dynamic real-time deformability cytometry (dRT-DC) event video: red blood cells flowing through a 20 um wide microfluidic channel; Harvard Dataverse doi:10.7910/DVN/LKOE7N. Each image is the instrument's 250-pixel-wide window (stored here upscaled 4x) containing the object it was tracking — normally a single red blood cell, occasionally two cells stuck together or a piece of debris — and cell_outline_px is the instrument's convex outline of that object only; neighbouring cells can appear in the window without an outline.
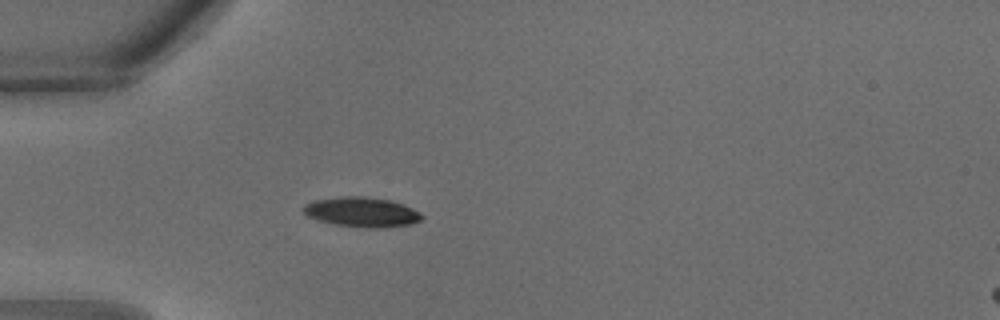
{"species": "common noctule bat (a hibernating species)", "species_latin": "Nyctalus noctula", "temperature_condition": "warm", "stored_images_in_passage": 20, "camera_frame_rate_fps": 3000, "um_per_image_px": 0.085, "animal": {"sex": "male", "body_mass_g": 18.8}, "frame": {"image": 1, "passage_image": 1, "time_ms": 0.0, "image_size_px": [1000, 320], "cell_outline_px": [[424, 216], [420, 220], [412, 224], [380, 228], [368, 228], [336, 224], [316, 220], [308, 216], [300, 208], [304, 204], [312, 200], [340, 196], [364, 196], [392, 200], [404, 204], [420, 212]], "centroid_in_image_um": [30.73, 18.01], "position_along_channel_um": 54.3, "area_um2": 20.87}}
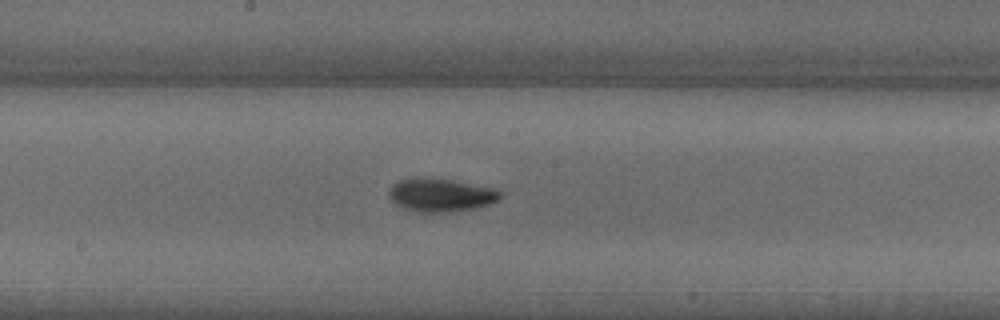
{"frame": {"image": 2, "passage_image": 9, "time_ms": 2.667, "image_size_px": [1000, 320], "cell_outline_px": [[500, 196], [496, 200], [488, 204], [476, 208], [448, 212], [412, 212], [396, 204], [388, 196], [388, 192], [392, 184], [400, 180], [416, 176], [420, 176], [452, 180], [492, 188], [500, 192]], "centroid_in_image_um": [37.38, 16.57], "position_along_channel_um": 210.8, "area_um2": 21.56}}
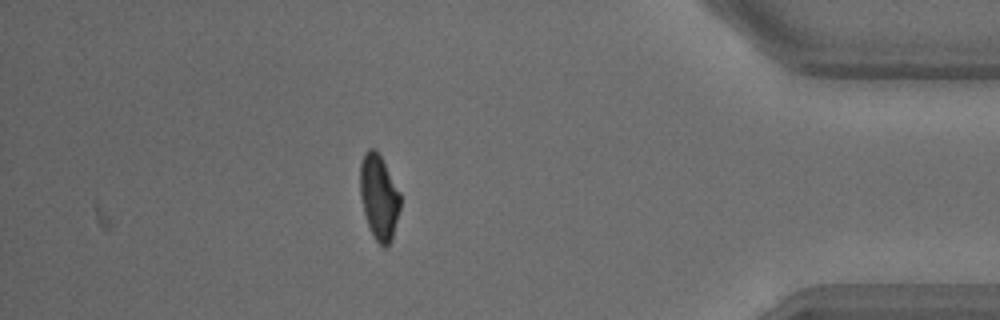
{"frame": {"image": 3, "passage_image": 20, "time_ms": 6.333, "image_size_px": [1000, 320], "cell_outline_px": [[400, 208], [392, 240], [384, 248], [372, 236], [364, 212], [360, 196], [360, 164], [364, 152], [368, 148], [376, 148], [400, 192]], "centroid_in_image_um": [32.2, 16.74], "position_along_channel_um": 403.0, "area_um2": 19.94}}